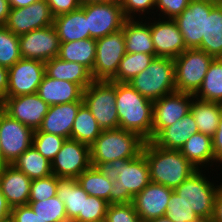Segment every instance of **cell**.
<instances>
[{
    "mask_svg": "<svg viewBox=\"0 0 222 222\" xmlns=\"http://www.w3.org/2000/svg\"><path fill=\"white\" fill-rule=\"evenodd\" d=\"M112 181L109 204L131 203L150 182L149 165L143 153L132 159L102 162L96 166Z\"/></svg>",
    "mask_w": 222,
    "mask_h": 222,
    "instance_id": "cell-1",
    "label": "cell"
},
{
    "mask_svg": "<svg viewBox=\"0 0 222 222\" xmlns=\"http://www.w3.org/2000/svg\"><path fill=\"white\" fill-rule=\"evenodd\" d=\"M31 181L13 165H5L0 169V190L11 208L28 204Z\"/></svg>",
    "mask_w": 222,
    "mask_h": 222,
    "instance_id": "cell-21",
    "label": "cell"
},
{
    "mask_svg": "<svg viewBox=\"0 0 222 222\" xmlns=\"http://www.w3.org/2000/svg\"><path fill=\"white\" fill-rule=\"evenodd\" d=\"M10 219L12 222H46L28 204L11 208Z\"/></svg>",
    "mask_w": 222,
    "mask_h": 222,
    "instance_id": "cell-47",
    "label": "cell"
},
{
    "mask_svg": "<svg viewBox=\"0 0 222 222\" xmlns=\"http://www.w3.org/2000/svg\"><path fill=\"white\" fill-rule=\"evenodd\" d=\"M5 165H7V164L5 163V161H4V159H3V154H2V151H1V147H0V169H1L3 166H5Z\"/></svg>",
    "mask_w": 222,
    "mask_h": 222,
    "instance_id": "cell-57",
    "label": "cell"
},
{
    "mask_svg": "<svg viewBox=\"0 0 222 222\" xmlns=\"http://www.w3.org/2000/svg\"><path fill=\"white\" fill-rule=\"evenodd\" d=\"M1 109L11 118L35 131L40 127L49 105L35 93L5 97L1 101Z\"/></svg>",
    "mask_w": 222,
    "mask_h": 222,
    "instance_id": "cell-18",
    "label": "cell"
},
{
    "mask_svg": "<svg viewBox=\"0 0 222 222\" xmlns=\"http://www.w3.org/2000/svg\"><path fill=\"white\" fill-rule=\"evenodd\" d=\"M54 17L46 0L36 1L29 6L11 8L4 25L17 36L53 25Z\"/></svg>",
    "mask_w": 222,
    "mask_h": 222,
    "instance_id": "cell-15",
    "label": "cell"
},
{
    "mask_svg": "<svg viewBox=\"0 0 222 222\" xmlns=\"http://www.w3.org/2000/svg\"><path fill=\"white\" fill-rule=\"evenodd\" d=\"M191 0H155V9L160 11L163 19H174L189 6ZM161 13L163 15H161Z\"/></svg>",
    "mask_w": 222,
    "mask_h": 222,
    "instance_id": "cell-46",
    "label": "cell"
},
{
    "mask_svg": "<svg viewBox=\"0 0 222 222\" xmlns=\"http://www.w3.org/2000/svg\"><path fill=\"white\" fill-rule=\"evenodd\" d=\"M165 216L172 222H200L202 220L174 190L167 205Z\"/></svg>",
    "mask_w": 222,
    "mask_h": 222,
    "instance_id": "cell-41",
    "label": "cell"
},
{
    "mask_svg": "<svg viewBox=\"0 0 222 222\" xmlns=\"http://www.w3.org/2000/svg\"><path fill=\"white\" fill-rule=\"evenodd\" d=\"M213 150L215 154V163L222 164V112L219 120V125L215 134L212 137Z\"/></svg>",
    "mask_w": 222,
    "mask_h": 222,
    "instance_id": "cell-49",
    "label": "cell"
},
{
    "mask_svg": "<svg viewBox=\"0 0 222 222\" xmlns=\"http://www.w3.org/2000/svg\"><path fill=\"white\" fill-rule=\"evenodd\" d=\"M204 171L197 170L174 191L202 220H208L213 217L215 198L222 182L219 185L210 182Z\"/></svg>",
    "mask_w": 222,
    "mask_h": 222,
    "instance_id": "cell-7",
    "label": "cell"
},
{
    "mask_svg": "<svg viewBox=\"0 0 222 222\" xmlns=\"http://www.w3.org/2000/svg\"><path fill=\"white\" fill-rule=\"evenodd\" d=\"M128 84L153 102L176 92L174 59L155 57L149 66Z\"/></svg>",
    "mask_w": 222,
    "mask_h": 222,
    "instance_id": "cell-5",
    "label": "cell"
},
{
    "mask_svg": "<svg viewBox=\"0 0 222 222\" xmlns=\"http://www.w3.org/2000/svg\"><path fill=\"white\" fill-rule=\"evenodd\" d=\"M9 0H0V25H5L10 13Z\"/></svg>",
    "mask_w": 222,
    "mask_h": 222,
    "instance_id": "cell-53",
    "label": "cell"
},
{
    "mask_svg": "<svg viewBox=\"0 0 222 222\" xmlns=\"http://www.w3.org/2000/svg\"><path fill=\"white\" fill-rule=\"evenodd\" d=\"M147 222H172L167 216L158 217Z\"/></svg>",
    "mask_w": 222,
    "mask_h": 222,
    "instance_id": "cell-56",
    "label": "cell"
},
{
    "mask_svg": "<svg viewBox=\"0 0 222 222\" xmlns=\"http://www.w3.org/2000/svg\"><path fill=\"white\" fill-rule=\"evenodd\" d=\"M126 54L123 30L96 39V56L91 76L93 80L111 81Z\"/></svg>",
    "mask_w": 222,
    "mask_h": 222,
    "instance_id": "cell-9",
    "label": "cell"
},
{
    "mask_svg": "<svg viewBox=\"0 0 222 222\" xmlns=\"http://www.w3.org/2000/svg\"><path fill=\"white\" fill-rule=\"evenodd\" d=\"M77 180L89 196L103 198L109 203L112 181L97 167L91 165L78 176Z\"/></svg>",
    "mask_w": 222,
    "mask_h": 222,
    "instance_id": "cell-36",
    "label": "cell"
},
{
    "mask_svg": "<svg viewBox=\"0 0 222 222\" xmlns=\"http://www.w3.org/2000/svg\"><path fill=\"white\" fill-rule=\"evenodd\" d=\"M145 142L137 133L124 129L102 130L90 146L91 165L136 158L142 153Z\"/></svg>",
    "mask_w": 222,
    "mask_h": 222,
    "instance_id": "cell-4",
    "label": "cell"
},
{
    "mask_svg": "<svg viewBox=\"0 0 222 222\" xmlns=\"http://www.w3.org/2000/svg\"><path fill=\"white\" fill-rule=\"evenodd\" d=\"M214 58H222V5L216 4L206 15L205 36L197 48Z\"/></svg>",
    "mask_w": 222,
    "mask_h": 222,
    "instance_id": "cell-31",
    "label": "cell"
},
{
    "mask_svg": "<svg viewBox=\"0 0 222 222\" xmlns=\"http://www.w3.org/2000/svg\"><path fill=\"white\" fill-rule=\"evenodd\" d=\"M90 166V146L73 139L65 140L51 162L52 174L58 178L77 179Z\"/></svg>",
    "mask_w": 222,
    "mask_h": 222,
    "instance_id": "cell-13",
    "label": "cell"
},
{
    "mask_svg": "<svg viewBox=\"0 0 222 222\" xmlns=\"http://www.w3.org/2000/svg\"><path fill=\"white\" fill-rule=\"evenodd\" d=\"M193 97V94L176 91L153 102L152 140L190 112Z\"/></svg>",
    "mask_w": 222,
    "mask_h": 222,
    "instance_id": "cell-14",
    "label": "cell"
},
{
    "mask_svg": "<svg viewBox=\"0 0 222 222\" xmlns=\"http://www.w3.org/2000/svg\"><path fill=\"white\" fill-rule=\"evenodd\" d=\"M87 15L90 38L98 39L122 29L126 17L120 0L81 5Z\"/></svg>",
    "mask_w": 222,
    "mask_h": 222,
    "instance_id": "cell-10",
    "label": "cell"
},
{
    "mask_svg": "<svg viewBox=\"0 0 222 222\" xmlns=\"http://www.w3.org/2000/svg\"><path fill=\"white\" fill-rule=\"evenodd\" d=\"M8 69L0 65V100L7 97L8 90Z\"/></svg>",
    "mask_w": 222,
    "mask_h": 222,
    "instance_id": "cell-50",
    "label": "cell"
},
{
    "mask_svg": "<svg viewBox=\"0 0 222 222\" xmlns=\"http://www.w3.org/2000/svg\"><path fill=\"white\" fill-rule=\"evenodd\" d=\"M120 3L127 19H135L138 16V18H140L141 15L143 17V14L145 16V13L148 14L149 12L150 15L151 13H155L154 11H150L155 9V0H120Z\"/></svg>",
    "mask_w": 222,
    "mask_h": 222,
    "instance_id": "cell-45",
    "label": "cell"
},
{
    "mask_svg": "<svg viewBox=\"0 0 222 222\" xmlns=\"http://www.w3.org/2000/svg\"><path fill=\"white\" fill-rule=\"evenodd\" d=\"M155 57L146 53H127L119 63L116 76L111 80L118 83H129L144 71Z\"/></svg>",
    "mask_w": 222,
    "mask_h": 222,
    "instance_id": "cell-37",
    "label": "cell"
},
{
    "mask_svg": "<svg viewBox=\"0 0 222 222\" xmlns=\"http://www.w3.org/2000/svg\"><path fill=\"white\" fill-rule=\"evenodd\" d=\"M179 151L198 170L215 163L212 137L203 133L193 134Z\"/></svg>",
    "mask_w": 222,
    "mask_h": 222,
    "instance_id": "cell-28",
    "label": "cell"
},
{
    "mask_svg": "<svg viewBox=\"0 0 222 222\" xmlns=\"http://www.w3.org/2000/svg\"><path fill=\"white\" fill-rule=\"evenodd\" d=\"M190 111L199 132L213 137L219 125L222 103L204 101L193 97Z\"/></svg>",
    "mask_w": 222,
    "mask_h": 222,
    "instance_id": "cell-30",
    "label": "cell"
},
{
    "mask_svg": "<svg viewBox=\"0 0 222 222\" xmlns=\"http://www.w3.org/2000/svg\"><path fill=\"white\" fill-rule=\"evenodd\" d=\"M213 59V56L197 48L186 49L174 58L176 91L194 95L200 88Z\"/></svg>",
    "mask_w": 222,
    "mask_h": 222,
    "instance_id": "cell-8",
    "label": "cell"
},
{
    "mask_svg": "<svg viewBox=\"0 0 222 222\" xmlns=\"http://www.w3.org/2000/svg\"><path fill=\"white\" fill-rule=\"evenodd\" d=\"M84 89L65 80H57L44 74L37 94L49 106L83 101Z\"/></svg>",
    "mask_w": 222,
    "mask_h": 222,
    "instance_id": "cell-22",
    "label": "cell"
},
{
    "mask_svg": "<svg viewBox=\"0 0 222 222\" xmlns=\"http://www.w3.org/2000/svg\"><path fill=\"white\" fill-rule=\"evenodd\" d=\"M84 102H71L49 106L43 121L35 131L46 132L71 139V131L79 107Z\"/></svg>",
    "mask_w": 222,
    "mask_h": 222,
    "instance_id": "cell-23",
    "label": "cell"
},
{
    "mask_svg": "<svg viewBox=\"0 0 222 222\" xmlns=\"http://www.w3.org/2000/svg\"><path fill=\"white\" fill-rule=\"evenodd\" d=\"M96 56V39L87 38L70 42H60L58 56L68 62L80 63L93 71Z\"/></svg>",
    "mask_w": 222,
    "mask_h": 222,
    "instance_id": "cell-29",
    "label": "cell"
},
{
    "mask_svg": "<svg viewBox=\"0 0 222 222\" xmlns=\"http://www.w3.org/2000/svg\"><path fill=\"white\" fill-rule=\"evenodd\" d=\"M200 222H213L212 219H208V220H201Z\"/></svg>",
    "mask_w": 222,
    "mask_h": 222,
    "instance_id": "cell-59",
    "label": "cell"
},
{
    "mask_svg": "<svg viewBox=\"0 0 222 222\" xmlns=\"http://www.w3.org/2000/svg\"><path fill=\"white\" fill-rule=\"evenodd\" d=\"M12 165L25 173L31 180L52 174L51 162L43 157L33 145L24 151Z\"/></svg>",
    "mask_w": 222,
    "mask_h": 222,
    "instance_id": "cell-33",
    "label": "cell"
},
{
    "mask_svg": "<svg viewBox=\"0 0 222 222\" xmlns=\"http://www.w3.org/2000/svg\"><path fill=\"white\" fill-rule=\"evenodd\" d=\"M105 222H143L135 211L133 203L109 204Z\"/></svg>",
    "mask_w": 222,
    "mask_h": 222,
    "instance_id": "cell-44",
    "label": "cell"
},
{
    "mask_svg": "<svg viewBox=\"0 0 222 222\" xmlns=\"http://www.w3.org/2000/svg\"><path fill=\"white\" fill-rule=\"evenodd\" d=\"M213 222H222V186L220 187L214 205Z\"/></svg>",
    "mask_w": 222,
    "mask_h": 222,
    "instance_id": "cell-51",
    "label": "cell"
},
{
    "mask_svg": "<svg viewBox=\"0 0 222 222\" xmlns=\"http://www.w3.org/2000/svg\"><path fill=\"white\" fill-rule=\"evenodd\" d=\"M28 205L46 222H70L66 216L65 204L57 195L43 201H28Z\"/></svg>",
    "mask_w": 222,
    "mask_h": 222,
    "instance_id": "cell-38",
    "label": "cell"
},
{
    "mask_svg": "<svg viewBox=\"0 0 222 222\" xmlns=\"http://www.w3.org/2000/svg\"><path fill=\"white\" fill-rule=\"evenodd\" d=\"M199 129L191 111L175 124L164 128L152 142L163 149L180 150L186 141Z\"/></svg>",
    "mask_w": 222,
    "mask_h": 222,
    "instance_id": "cell-24",
    "label": "cell"
},
{
    "mask_svg": "<svg viewBox=\"0 0 222 222\" xmlns=\"http://www.w3.org/2000/svg\"><path fill=\"white\" fill-rule=\"evenodd\" d=\"M81 2V5L84 4H90V3H108L111 1H116V0H79Z\"/></svg>",
    "mask_w": 222,
    "mask_h": 222,
    "instance_id": "cell-55",
    "label": "cell"
},
{
    "mask_svg": "<svg viewBox=\"0 0 222 222\" xmlns=\"http://www.w3.org/2000/svg\"><path fill=\"white\" fill-rule=\"evenodd\" d=\"M194 97L204 101L222 103V58H214Z\"/></svg>",
    "mask_w": 222,
    "mask_h": 222,
    "instance_id": "cell-35",
    "label": "cell"
},
{
    "mask_svg": "<svg viewBox=\"0 0 222 222\" xmlns=\"http://www.w3.org/2000/svg\"><path fill=\"white\" fill-rule=\"evenodd\" d=\"M58 180L59 178L54 174L33 179L31 181L29 201H43L56 196Z\"/></svg>",
    "mask_w": 222,
    "mask_h": 222,
    "instance_id": "cell-43",
    "label": "cell"
},
{
    "mask_svg": "<svg viewBox=\"0 0 222 222\" xmlns=\"http://www.w3.org/2000/svg\"><path fill=\"white\" fill-rule=\"evenodd\" d=\"M102 129L93 117L90 109L83 103L77 112L71 131V139L88 146L101 134Z\"/></svg>",
    "mask_w": 222,
    "mask_h": 222,
    "instance_id": "cell-34",
    "label": "cell"
},
{
    "mask_svg": "<svg viewBox=\"0 0 222 222\" xmlns=\"http://www.w3.org/2000/svg\"><path fill=\"white\" fill-rule=\"evenodd\" d=\"M19 43L23 59L44 63L57 57L60 48V40L53 25L20 35Z\"/></svg>",
    "mask_w": 222,
    "mask_h": 222,
    "instance_id": "cell-16",
    "label": "cell"
},
{
    "mask_svg": "<svg viewBox=\"0 0 222 222\" xmlns=\"http://www.w3.org/2000/svg\"><path fill=\"white\" fill-rule=\"evenodd\" d=\"M39 1V0H9L11 8H20L29 6L30 4Z\"/></svg>",
    "mask_w": 222,
    "mask_h": 222,
    "instance_id": "cell-54",
    "label": "cell"
},
{
    "mask_svg": "<svg viewBox=\"0 0 222 222\" xmlns=\"http://www.w3.org/2000/svg\"><path fill=\"white\" fill-rule=\"evenodd\" d=\"M56 195L65 204L69 221H73L79 214H83L84 196L89 195L77 179L59 178Z\"/></svg>",
    "mask_w": 222,
    "mask_h": 222,
    "instance_id": "cell-32",
    "label": "cell"
},
{
    "mask_svg": "<svg viewBox=\"0 0 222 222\" xmlns=\"http://www.w3.org/2000/svg\"><path fill=\"white\" fill-rule=\"evenodd\" d=\"M44 74V62L21 58L8 69L7 97L37 93Z\"/></svg>",
    "mask_w": 222,
    "mask_h": 222,
    "instance_id": "cell-17",
    "label": "cell"
},
{
    "mask_svg": "<svg viewBox=\"0 0 222 222\" xmlns=\"http://www.w3.org/2000/svg\"><path fill=\"white\" fill-rule=\"evenodd\" d=\"M33 136L34 130L0 110V147L7 165L32 146Z\"/></svg>",
    "mask_w": 222,
    "mask_h": 222,
    "instance_id": "cell-11",
    "label": "cell"
},
{
    "mask_svg": "<svg viewBox=\"0 0 222 222\" xmlns=\"http://www.w3.org/2000/svg\"><path fill=\"white\" fill-rule=\"evenodd\" d=\"M108 205L103 198L84 196L83 214H79L73 221H105Z\"/></svg>",
    "mask_w": 222,
    "mask_h": 222,
    "instance_id": "cell-42",
    "label": "cell"
},
{
    "mask_svg": "<svg viewBox=\"0 0 222 222\" xmlns=\"http://www.w3.org/2000/svg\"><path fill=\"white\" fill-rule=\"evenodd\" d=\"M65 140L66 138L59 135L34 131L32 145L43 157L52 162Z\"/></svg>",
    "mask_w": 222,
    "mask_h": 222,
    "instance_id": "cell-40",
    "label": "cell"
},
{
    "mask_svg": "<svg viewBox=\"0 0 222 222\" xmlns=\"http://www.w3.org/2000/svg\"><path fill=\"white\" fill-rule=\"evenodd\" d=\"M215 4H221L222 5V0H212Z\"/></svg>",
    "mask_w": 222,
    "mask_h": 222,
    "instance_id": "cell-58",
    "label": "cell"
},
{
    "mask_svg": "<svg viewBox=\"0 0 222 222\" xmlns=\"http://www.w3.org/2000/svg\"><path fill=\"white\" fill-rule=\"evenodd\" d=\"M139 20V21H138ZM126 19L122 27L127 53H146L156 57L149 22L142 19ZM144 21V23H143Z\"/></svg>",
    "mask_w": 222,
    "mask_h": 222,
    "instance_id": "cell-25",
    "label": "cell"
},
{
    "mask_svg": "<svg viewBox=\"0 0 222 222\" xmlns=\"http://www.w3.org/2000/svg\"><path fill=\"white\" fill-rule=\"evenodd\" d=\"M53 26L57 31L60 42L90 38L87 15L82 7L54 17Z\"/></svg>",
    "mask_w": 222,
    "mask_h": 222,
    "instance_id": "cell-26",
    "label": "cell"
},
{
    "mask_svg": "<svg viewBox=\"0 0 222 222\" xmlns=\"http://www.w3.org/2000/svg\"><path fill=\"white\" fill-rule=\"evenodd\" d=\"M11 207L0 190V222L10 219Z\"/></svg>",
    "mask_w": 222,
    "mask_h": 222,
    "instance_id": "cell-52",
    "label": "cell"
},
{
    "mask_svg": "<svg viewBox=\"0 0 222 222\" xmlns=\"http://www.w3.org/2000/svg\"><path fill=\"white\" fill-rule=\"evenodd\" d=\"M3 222H12V221H11V219H8V220H6V221H3Z\"/></svg>",
    "mask_w": 222,
    "mask_h": 222,
    "instance_id": "cell-61",
    "label": "cell"
},
{
    "mask_svg": "<svg viewBox=\"0 0 222 222\" xmlns=\"http://www.w3.org/2000/svg\"><path fill=\"white\" fill-rule=\"evenodd\" d=\"M142 153L149 165L151 182L173 190L198 170L179 150L163 149L152 141L145 142Z\"/></svg>",
    "mask_w": 222,
    "mask_h": 222,
    "instance_id": "cell-3",
    "label": "cell"
},
{
    "mask_svg": "<svg viewBox=\"0 0 222 222\" xmlns=\"http://www.w3.org/2000/svg\"><path fill=\"white\" fill-rule=\"evenodd\" d=\"M173 189L162 184L150 182L140 193L133 197L136 213L143 222L163 217Z\"/></svg>",
    "mask_w": 222,
    "mask_h": 222,
    "instance_id": "cell-20",
    "label": "cell"
},
{
    "mask_svg": "<svg viewBox=\"0 0 222 222\" xmlns=\"http://www.w3.org/2000/svg\"><path fill=\"white\" fill-rule=\"evenodd\" d=\"M21 58L19 36L0 25V65L9 69Z\"/></svg>",
    "mask_w": 222,
    "mask_h": 222,
    "instance_id": "cell-39",
    "label": "cell"
},
{
    "mask_svg": "<svg viewBox=\"0 0 222 222\" xmlns=\"http://www.w3.org/2000/svg\"><path fill=\"white\" fill-rule=\"evenodd\" d=\"M70 222H79V221H70ZM88 222H105V221H88Z\"/></svg>",
    "mask_w": 222,
    "mask_h": 222,
    "instance_id": "cell-60",
    "label": "cell"
},
{
    "mask_svg": "<svg viewBox=\"0 0 222 222\" xmlns=\"http://www.w3.org/2000/svg\"><path fill=\"white\" fill-rule=\"evenodd\" d=\"M116 108L120 129L152 141L153 101L139 94L128 83L116 82Z\"/></svg>",
    "mask_w": 222,
    "mask_h": 222,
    "instance_id": "cell-2",
    "label": "cell"
},
{
    "mask_svg": "<svg viewBox=\"0 0 222 222\" xmlns=\"http://www.w3.org/2000/svg\"><path fill=\"white\" fill-rule=\"evenodd\" d=\"M45 74L57 80L79 84L84 90L93 82L91 72L80 63L55 57L45 62Z\"/></svg>",
    "mask_w": 222,
    "mask_h": 222,
    "instance_id": "cell-27",
    "label": "cell"
},
{
    "mask_svg": "<svg viewBox=\"0 0 222 222\" xmlns=\"http://www.w3.org/2000/svg\"><path fill=\"white\" fill-rule=\"evenodd\" d=\"M83 101L102 130L119 128L115 81L93 80L83 91Z\"/></svg>",
    "mask_w": 222,
    "mask_h": 222,
    "instance_id": "cell-6",
    "label": "cell"
},
{
    "mask_svg": "<svg viewBox=\"0 0 222 222\" xmlns=\"http://www.w3.org/2000/svg\"><path fill=\"white\" fill-rule=\"evenodd\" d=\"M216 4L212 0H191L189 6L173 20L187 49L198 48L205 36L206 15Z\"/></svg>",
    "mask_w": 222,
    "mask_h": 222,
    "instance_id": "cell-12",
    "label": "cell"
},
{
    "mask_svg": "<svg viewBox=\"0 0 222 222\" xmlns=\"http://www.w3.org/2000/svg\"><path fill=\"white\" fill-rule=\"evenodd\" d=\"M53 17L69 13L81 7L79 0H46Z\"/></svg>",
    "mask_w": 222,
    "mask_h": 222,
    "instance_id": "cell-48",
    "label": "cell"
},
{
    "mask_svg": "<svg viewBox=\"0 0 222 222\" xmlns=\"http://www.w3.org/2000/svg\"><path fill=\"white\" fill-rule=\"evenodd\" d=\"M156 19L149 22L156 57H178L187 49L178 26L173 19Z\"/></svg>",
    "mask_w": 222,
    "mask_h": 222,
    "instance_id": "cell-19",
    "label": "cell"
}]
</instances>
